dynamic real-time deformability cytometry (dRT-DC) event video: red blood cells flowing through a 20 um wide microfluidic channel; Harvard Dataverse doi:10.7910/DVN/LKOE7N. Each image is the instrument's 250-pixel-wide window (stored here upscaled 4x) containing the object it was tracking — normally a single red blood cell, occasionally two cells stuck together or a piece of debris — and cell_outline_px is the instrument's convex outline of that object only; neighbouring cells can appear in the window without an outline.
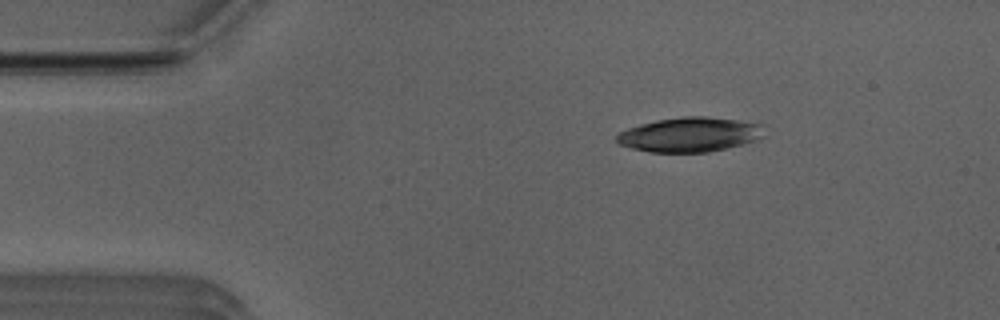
{"species": "Egyptian fruit bat (a non-hibernating species)", "species_latin": "Rousettus aegyptiacus", "temperature_condition": "room temperature", "stored_images_in_passage": 45, "camera_frame_rate_fps": 3000, "um_per_image_px": 0.085, "animal": {"sex": "male"}, "frame": {"image": 1, "passage_image": 2, "time_ms": 0.333, "image_size_px": [1000, 320], "cell_outline_px": [[768, 136], [744, 144], [708, 152], [652, 152], [632, 148], [620, 144], [616, 140], [616, 136], [620, 132], [628, 128], [640, 124], [656, 120], [680, 116], [708, 116], [764, 124]], "centroid_in_image_um": [58.71, 11.43], "position_along_channel_um": 26.3, "area_um2": 30.06}}
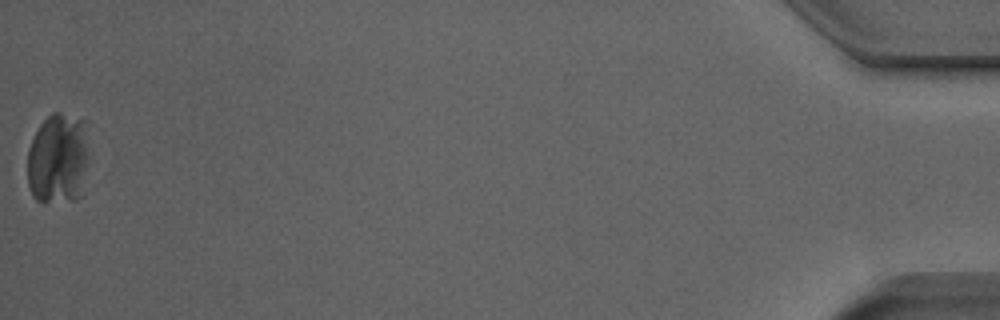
{"frame": {"image": 2, "passage_image": 45, "time_ms": 14.667, "image_size_px": [1000, 320], "cell_outline_px": [[88, 160], [80, 196], [76, 200], [36, 200], [32, 196], [28, 184], [28, 148], [40, 124], [52, 112], [60, 112], [88, 120]], "centroid_in_image_um": [4.97, 13.42], "position_along_channel_um": 430.2, "area_um2": 33.06}}